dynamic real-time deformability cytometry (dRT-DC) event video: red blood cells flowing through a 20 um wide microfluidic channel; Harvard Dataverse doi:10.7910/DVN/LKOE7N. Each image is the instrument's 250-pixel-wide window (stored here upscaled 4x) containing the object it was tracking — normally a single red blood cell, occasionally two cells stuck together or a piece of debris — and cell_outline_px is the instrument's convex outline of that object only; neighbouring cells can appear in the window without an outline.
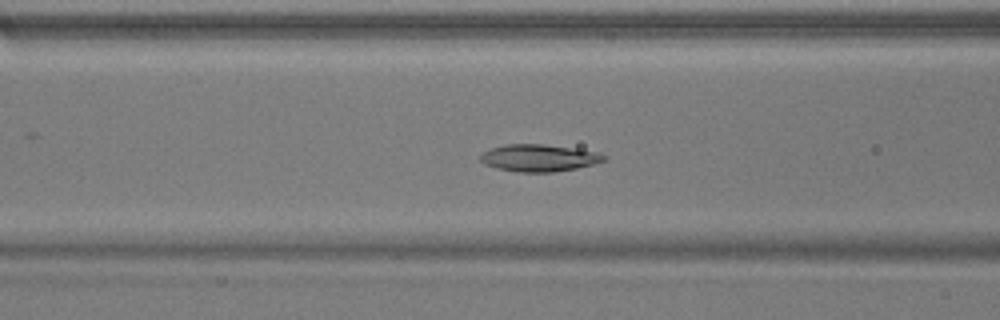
{"species": "common noctule bat (a hibernating species)", "species_latin": "Nyctalus noctula", "temperature_condition": "warm", "stored_images_in_passage": 55, "segment_of_instrument_passage": [1, 2], "camera_frame_rate_fps": 3000, "um_per_image_px": 0.085, "animal": {"sex": "male", "body_mass_g": 17.9}, "frame": {"image": 1, "passage_image": 22, "time_ms": 7.0, "image_size_px": [1000, 320], "cell_outline_px": [[608, 160], [576, 168], [552, 172], [520, 172], [496, 168], [484, 164], [480, 160], [480, 156], [484, 152], [492, 148], [504, 144], [544, 144], [596, 152], [608, 156]], "centroid_in_image_um": [45.81, 13.42], "position_along_channel_um": 120.8, "area_um2": 19.36}}
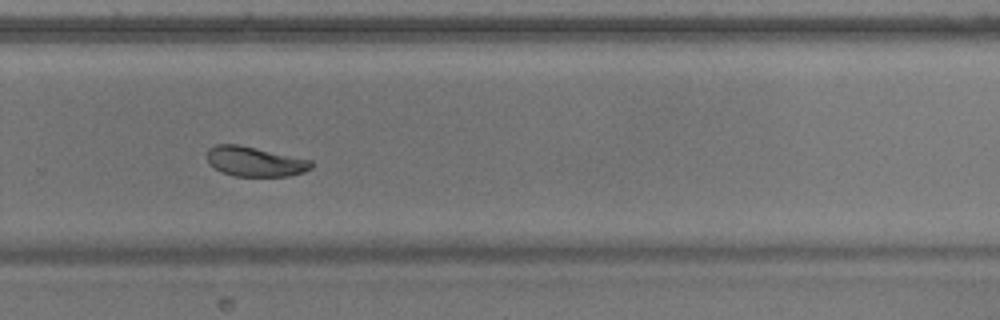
{"frame": {"image": 2, "passage_image": 37, "time_ms": 12.0, "image_size_px": [1000, 320], "cell_outline_px": [[312, 168], [304, 172], [288, 176], [236, 176], [220, 172], [208, 164], [208, 148], [216, 144], [236, 144], [312, 160]], "centroid_in_image_um": [21.64, 13.74], "position_along_channel_um": 308.2, "area_um2": 18.03}}
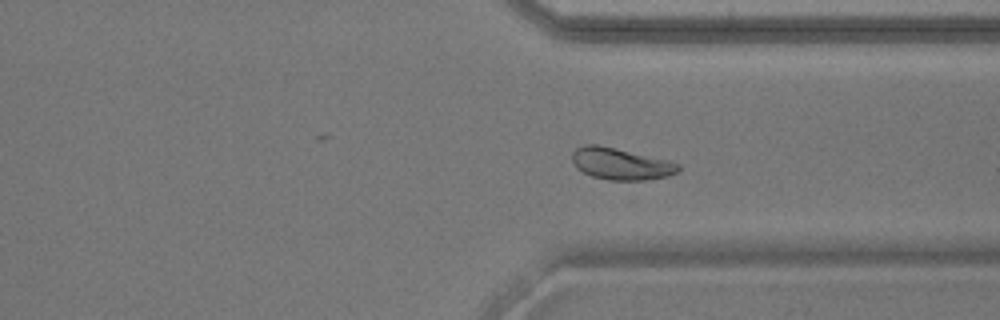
{"frame": {"image": 3, "passage_image": 41, "time_ms": 13.333, "image_size_px": [1000, 320], "cell_outline_px": [[680, 168], [676, 172], [668, 176], [644, 180], [608, 180], [592, 176], [576, 168], [572, 160], [572, 152], [576, 148], [584, 144], [596, 144], [616, 148], [668, 160], [680, 164]], "centroid_in_image_um": [52.74, 13.92], "position_along_channel_um": 358.7, "area_um2": 19.59}}